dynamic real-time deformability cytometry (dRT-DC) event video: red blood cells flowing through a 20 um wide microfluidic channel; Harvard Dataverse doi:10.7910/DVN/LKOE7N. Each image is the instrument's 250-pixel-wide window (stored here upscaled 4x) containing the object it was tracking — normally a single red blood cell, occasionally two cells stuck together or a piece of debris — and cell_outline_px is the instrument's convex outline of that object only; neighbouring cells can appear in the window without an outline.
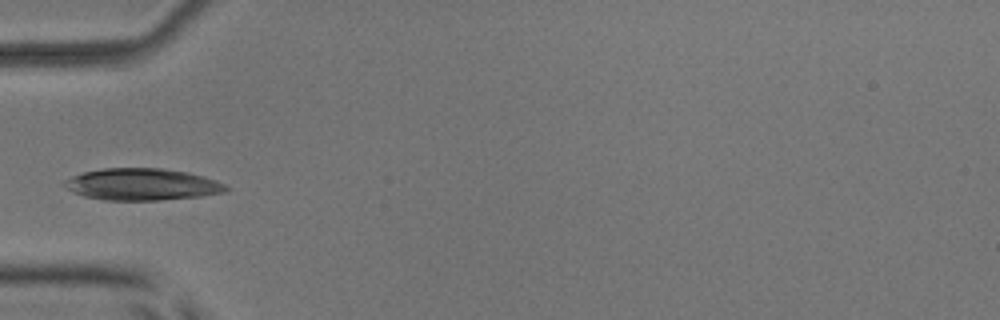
{"species": "common noctule bat (a hibernating species)", "species_latin": "Nyctalus noctula", "temperature_condition": "room temperature", "stored_images_in_passage": 4, "camera_frame_rate_fps": 3000, "um_per_image_px": 0.085, "animal": {"sex": "male", "body_mass_g": 17.9, "forearm_length_mm": 54.2}, "frame": {"image": 1, "passage_image": 4, "time_ms": 4.333, "image_size_px": [1000, 320], "cell_outline_px": [[232, 188], [224, 192], [200, 196], [156, 200], [104, 200], [84, 196], [72, 192], [64, 184], [64, 180], [72, 176], [84, 172], [104, 168], [160, 168], [188, 172], [204, 176], [216, 180]], "centroid_in_image_um": [12.09, 15.67], "position_along_channel_um": 72.9, "area_um2": 29.88}}